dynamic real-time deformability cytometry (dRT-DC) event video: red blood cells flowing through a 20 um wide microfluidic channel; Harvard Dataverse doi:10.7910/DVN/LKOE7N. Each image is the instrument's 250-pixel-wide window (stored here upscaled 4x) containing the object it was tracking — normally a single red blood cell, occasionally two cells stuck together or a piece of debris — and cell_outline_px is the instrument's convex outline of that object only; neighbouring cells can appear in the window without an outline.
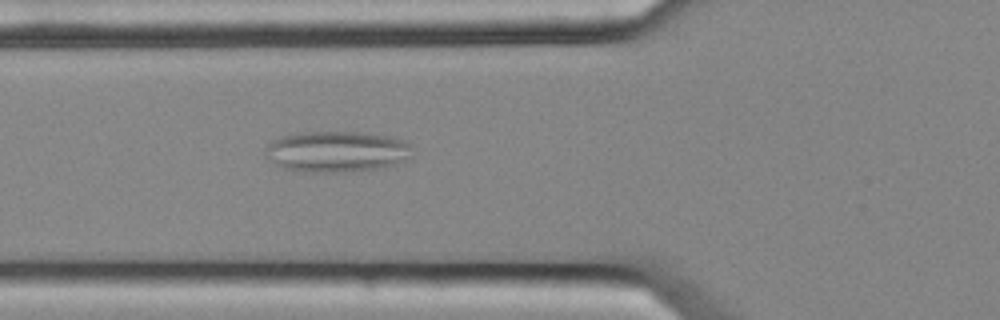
{"species": "common noctule bat (a hibernating species)", "species_latin": "Nyctalus noctula", "temperature_condition": "cold", "stored_images_in_passage": 38, "camera_frame_rate_fps": 3000, "um_per_image_px": 0.085, "animal": {"sex": "female", "body_mass_g": 25.1}, "frame": {"image": 1, "passage_image": 3, "time_ms": 0.667, "image_size_px": [1000, 320], "cell_outline_px": [[408, 148], [404, 160], [396, 164], [384, 168], [348, 172], [312, 172], [284, 168], [272, 164], [264, 156], [264, 148], [272, 140], [280, 136], [296, 132], [368, 132], [388, 136], [404, 140], [408, 144]], "centroid_in_image_um": [28.51, 12.88], "position_along_channel_um": 97.3, "area_um2": 35.32}}
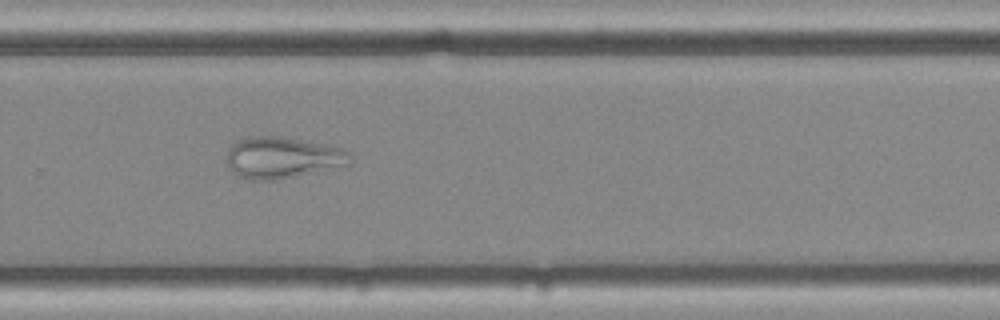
{"frame": {"image": 2, "passage_image": 20, "time_ms": 6.333, "image_size_px": [1000, 320], "cell_outline_px": [[352, 164], [276, 180], [252, 180], [236, 176], [228, 168], [228, 148], [236, 140], [244, 136], [280, 136], [324, 144], [340, 148], [352, 152]], "centroid_in_image_um": [24.0, 13.39], "position_along_channel_um": 305.8, "area_um2": 30.11}}
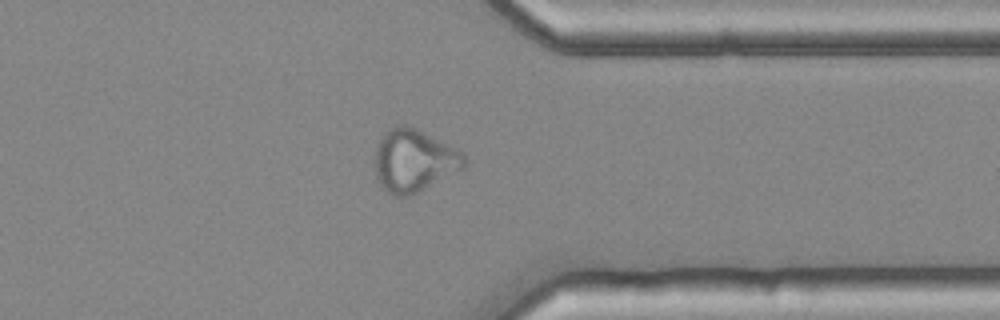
{"frame": {"image": 3, "passage_image": 26, "time_ms": 8.333, "image_size_px": [1000, 320], "cell_outline_px": [[468, 164], [464, 168], [408, 196], [392, 196], [380, 184], [376, 176], [376, 148], [384, 132], [396, 124], [404, 124], [416, 128], [464, 152], [468, 160]], "centroid_in_image_um": [35.21, 13.63], "position_along_channel_um": 376.2, "area_um2": 32.43}}